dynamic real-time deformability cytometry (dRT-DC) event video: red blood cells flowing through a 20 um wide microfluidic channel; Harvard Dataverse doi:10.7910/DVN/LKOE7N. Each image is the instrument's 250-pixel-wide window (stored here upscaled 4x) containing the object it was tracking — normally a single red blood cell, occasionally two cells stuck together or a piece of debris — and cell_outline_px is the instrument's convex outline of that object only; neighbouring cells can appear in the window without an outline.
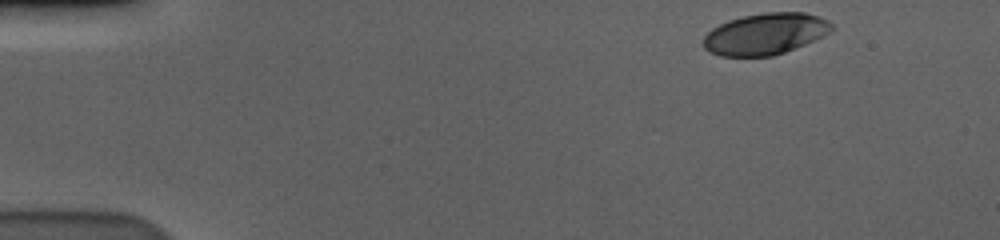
{"species": "human", "species_latin": "Homo sapiens", "temperature_condition": "cold", "stored_images_in_passage": 46, "camera_frame_rate_fps": 3000, "um_per_image_px": 0.085, "donor": {"sex": "male"}, "frame": {"image": 1, "passage_image": 1, "time_ms": 0.0, "image_size_px": [1000, 240], "cell_outline_px": [[832, 28], [828, 32], [804, 44], [784, 52], [772, 56], [720, 56], [704, 48], [704, 36], [712, 28], [728, 20], [744, 16], [764, 12], [804, 12], [816, 16], [832, 24]], "centroid_in_image_um": [64.99, 2.88], "position_along_channel_um": 20.0, "area_um2": 30.4}}
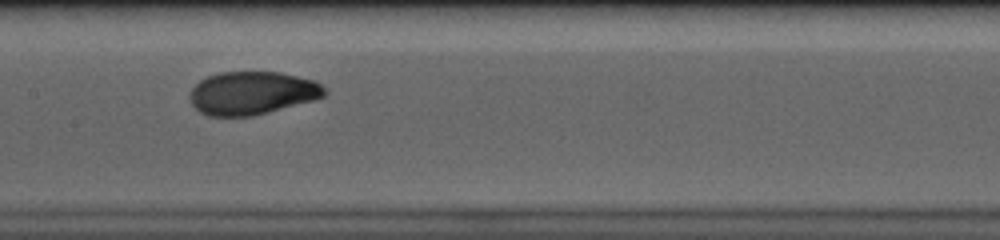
{"frame": {"image": 2, "passage_image": 24, "time_ms": 7.667, "image_size_px": [1000, 240], "cell_outline_px": [[328, 92], [324, 96], [316, 100], [252, 116], [208, 116], [200, 112], [192, 104], [188, 96], [188, 92], [200, 80], [208, 76], [220, 72], [280, 72], [312, 80], [320, 84]], "centroid_in_image_um": [21.41, 7.91], "position_along_channel_um": 186.0, "area_um2": 33.93}}
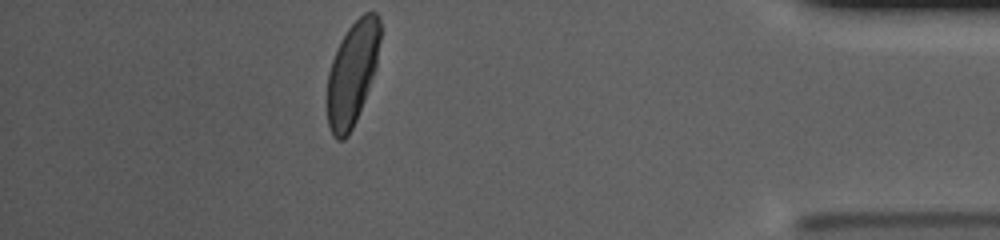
{"frame": {"image": 3, "passage_image": 46, "time_ms": 15.0, "image_size_px": [1000, 240], "cell_outline_px": [[380, 40], [376, 68], [364, 100], [356, 120], [348, 136], [344, 140], [336, 140], [332, 136], [328, 124], [328, 72], [336, 48], [340, 40], [348, 28], [364, 12], [376, 12], [380, 20]], "centroid_in_image_um": [29.95, 6.23], "position_along_channel_um": 405.3, "area_um2": 31.91}, "authors_computed_cell_mechanics": {"area_um2": 33.6107, "velocity_mm_per_s": 3.5683, "shape_relaxation_time_tau1_ms": 3.9213, "shape_relaxation_time_tau2_ms": 0.9329, "deformation_change_tau1": 0.1667, "deformation_change_tau2": 0.0402}}